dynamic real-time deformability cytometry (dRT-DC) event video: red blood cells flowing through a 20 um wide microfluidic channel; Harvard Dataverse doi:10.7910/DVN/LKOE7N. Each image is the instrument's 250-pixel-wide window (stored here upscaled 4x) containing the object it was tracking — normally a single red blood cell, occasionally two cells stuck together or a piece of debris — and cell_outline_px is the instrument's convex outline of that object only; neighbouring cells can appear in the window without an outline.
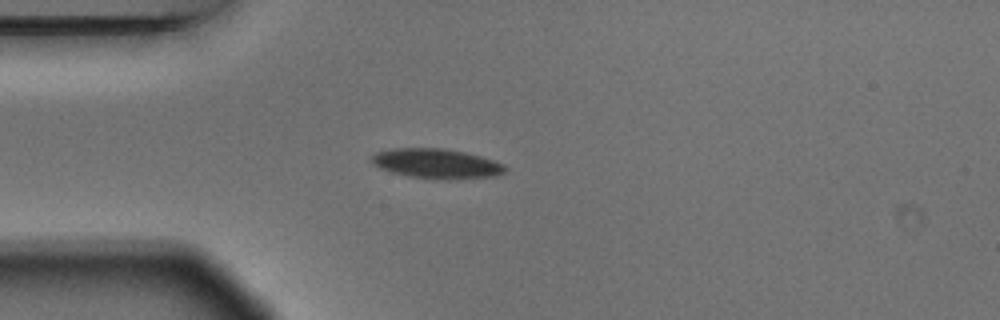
{"species": "Egyptian fruit bat (a non-hibernating species)", "species_latin": "Rousettus aegyptiacus", "temperature_condition": "warm", "stored_images_in_passage": 1, "camera_frame_rate_fps": 3000, "um_per_image_px": 0.085, "animal": {"sex": "male"}, "frame": {"image": 1, "passage_image": 1, "time_ms": 0.0, "image_size_px": [1000, 320], "cell_outline_px": [[508, 168], [504, 172], [496, 176], [408, 176], [392, 172], [380, 168], [372, 164], [372, 156], [376, 152], [392, 148], [444, 148], [464, 152], [480, 156], [504, 164]], "centroid_in_image_um": [37.05, 13.84], "position_along_channel_um": 48.0, "area_um2": 21.91}}